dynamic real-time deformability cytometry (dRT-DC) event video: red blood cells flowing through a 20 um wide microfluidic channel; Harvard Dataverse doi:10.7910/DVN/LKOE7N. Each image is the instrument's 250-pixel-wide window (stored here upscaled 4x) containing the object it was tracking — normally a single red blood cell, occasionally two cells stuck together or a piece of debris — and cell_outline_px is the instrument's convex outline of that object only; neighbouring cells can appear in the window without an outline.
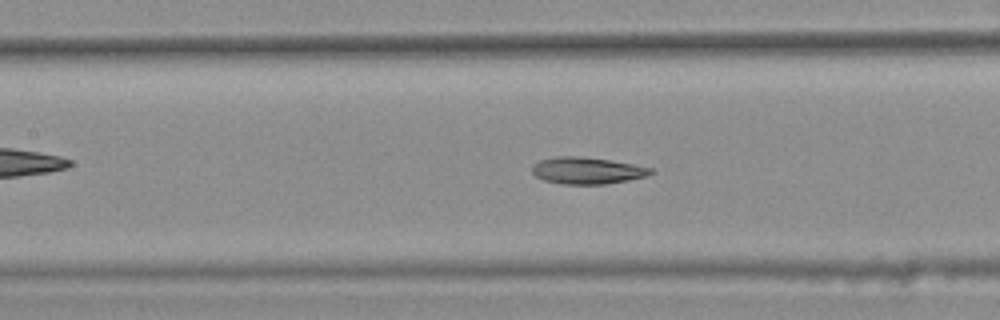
{"species": "common noctule bat (a hibernating species)", "species_latin": "Nyctalus noctula", "temperature_condition": "warm", "stored_images_in_passage": 5, "camera_frame_rate_fps": 3000, "um_per_image_px": 0.085, "animal": {"sex": "female", "body_mass_g": 25.1}, "frame": {"image": 1, "passage_image": 5, "time_ms": 1.333, "image_size_px": [1000, 320], "cell_outline_px": [[656, 172], [648, 176], [608, 184], [560, 184], [544, 180], [536, 176], [532, 172], [532, 164], [540, 160], [556, 156], [576, 156], [608, 160], [632, 164], [652, 168]], "centroid_in_image_um": [49.91, 14.51], "position_along_channel_um": 157.5, "area_um2": 18.55}}